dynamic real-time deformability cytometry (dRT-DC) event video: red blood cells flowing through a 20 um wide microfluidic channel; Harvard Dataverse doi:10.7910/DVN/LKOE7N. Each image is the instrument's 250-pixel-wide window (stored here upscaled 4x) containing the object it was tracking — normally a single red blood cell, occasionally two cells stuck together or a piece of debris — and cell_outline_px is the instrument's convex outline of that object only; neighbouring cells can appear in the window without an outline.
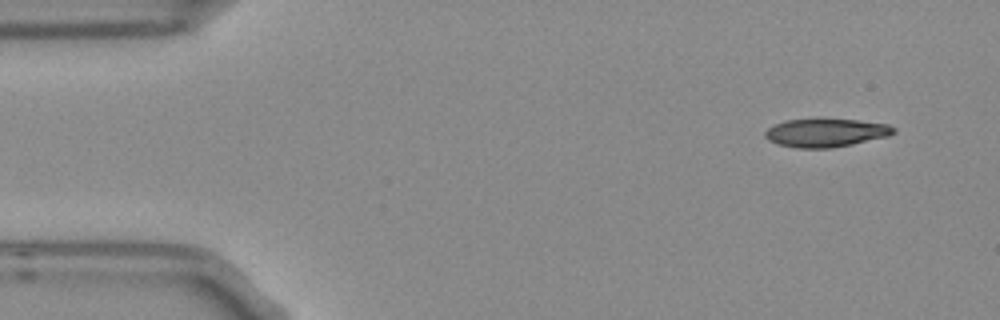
{"species": "Egyptian fruit bat (a non-hibernating species)", "species_latin": "Rousettus aegyptiacus", "temperature_condition": "room temperature", "stored_images_in_passage": 4, "camera_frame_rate_fps": 3000, "um_per_image_px": 0.085, "frame": {"image": 1, "passage_image": 1, "time_ms": 0.0, "image_size_px": [1000, 320], "cell_outline_px": [[896, 132], [888, 136], [852, 144], [832, 148], [796, 148], [776, 144], [768, 140], [764, 136], [764, 132], [772, 124], [784, 120], [856, 120], [888, 124], [896, 128]], "centroid_in_image_um": [70.16, 11.3], "position_along_channel_um": 14.8, "area_um2": 21.15}}
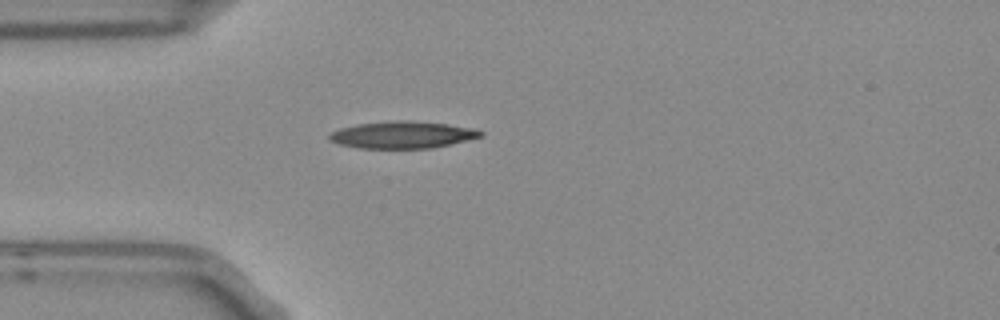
{"frame": {"image": 2, "passage_image": 4, "time_ms": 1.0, "image_size_px": [1000, 320], "cell_outline_px": [[484, 136], [432, 148], [360, 148], [340, 144], [328, 140], [328, 136], [332, 132], [340, 128], [356, 124], [396, 120], [412, 120], [448, 124], [472, 128], [484, 132]], "centroid_in_image_um": [34.21, 11.45], "position_along_channel_um": 50.8, "area_um2": 23.81}}